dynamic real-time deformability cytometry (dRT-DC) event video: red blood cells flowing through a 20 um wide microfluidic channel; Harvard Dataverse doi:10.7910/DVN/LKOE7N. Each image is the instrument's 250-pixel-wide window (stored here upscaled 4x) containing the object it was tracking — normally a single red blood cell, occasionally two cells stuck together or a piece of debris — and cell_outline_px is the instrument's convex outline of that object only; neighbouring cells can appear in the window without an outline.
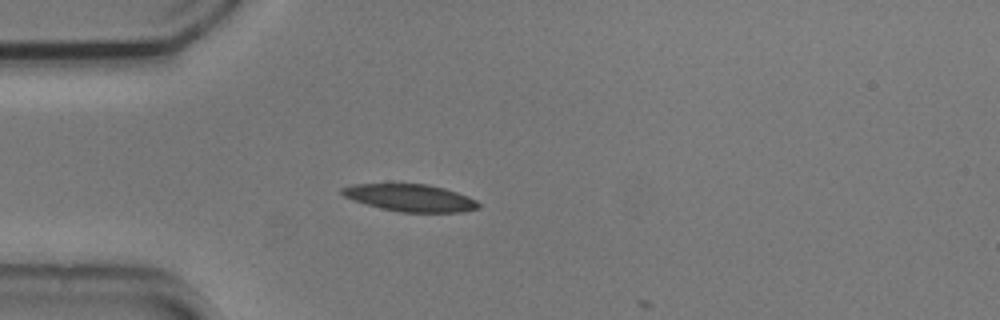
{"species": "common noctule bat (a hibernating species)", "species_latin": "Nyctalus noctula", "temperature_condition": "cold", "stored_images_in_passage": 12, "camera_frame_rate_fps": 3000, "um_per_image_px": 0.085, "animal": {"sex": "male", "body_mass_g": 20.5, "forearm_length_mm": 52.5}, "frame": {"image": 1, "passage_image": 10, "time_ms": 3.0, "image_size_px": [1000, 320], "cell_outline_px": [[480, 208], [464, 212], [400, 212], [380, 208], [364, 204], [352, 200], [344, 196], [340, 192], [340, 188], [352, 184], [428, 184], [444, 188], [468, 196], [476, 200], [480, 204]], "centroid_in_image_um": [34.86, 16.82], "position_along_channel_um": 50.1, "area_um2": 21.79}}